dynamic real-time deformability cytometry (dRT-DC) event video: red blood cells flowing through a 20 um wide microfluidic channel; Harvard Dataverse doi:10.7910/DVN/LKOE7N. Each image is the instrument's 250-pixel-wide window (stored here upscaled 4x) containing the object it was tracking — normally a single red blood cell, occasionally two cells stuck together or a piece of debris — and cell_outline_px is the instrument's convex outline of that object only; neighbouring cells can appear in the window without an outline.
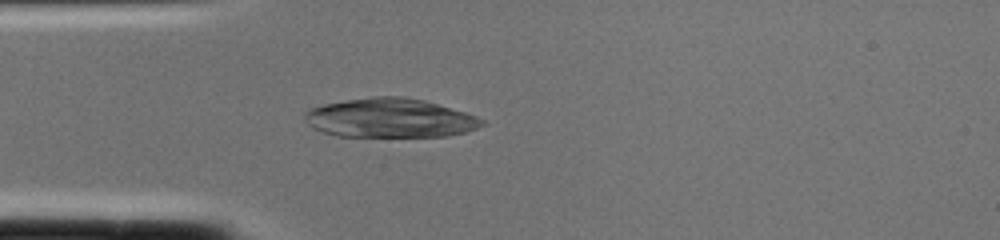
{"species": "common noctule bat (a hibernating species)", "species_latin": "Nyctalus noctula", "temperature_condition": "cold", "stored_images_in_passage": 2, "camera_frame_rate_fps": 3000, "um_per_image_px": 0.085, "animal": {"sex": "female", "body_mass_g": 22.0, "forearm_length_mm": 56.7}, "frame": {"image": 1, "passage_image": 2, "time_ms": 0.333, "image_size_px": [1000, 240], "cell_outline_px": [[484, 124], [476, 128], [464, 132], [448, 136], [336, 136], [312, 128], [304, 120], [304, 112], [308, 108], [324, 104], [372, 96], [404, 96], [424, 100], [464, 112], [476, 116], [484, 120]], "centroid_in_image_um": [33.1, 10.03], "position_along_channel_um": 51.9, "area_um2": 40.34}}